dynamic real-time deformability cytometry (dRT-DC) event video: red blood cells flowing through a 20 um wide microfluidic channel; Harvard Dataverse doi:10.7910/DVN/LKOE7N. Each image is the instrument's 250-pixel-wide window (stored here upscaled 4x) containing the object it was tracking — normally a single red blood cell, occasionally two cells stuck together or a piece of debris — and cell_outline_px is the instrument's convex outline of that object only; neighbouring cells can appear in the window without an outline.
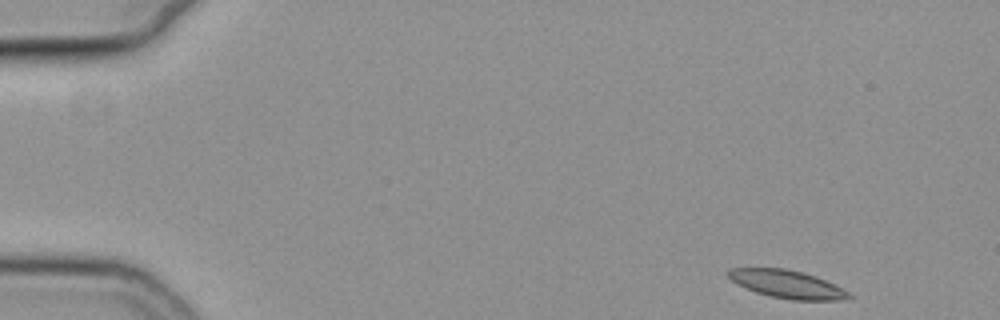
{"species": "common noctule bat (a hibernating species)", "species_latin": "Nyctalus noctula", "temperature_condition": "cold", "stored_images_in_passage": 52, "camera_frame_rate_fps": 3000, "um_per_image_px": 0.085, "animal": {"sex": "female", "body_mass_g": 19.3, "forearm_length_mm": 54.1}, "frame": {"image": 1, "passage_image": 1, "time_ms": 0.0, "image_size_px": [1000, 320], "cell_outline_px": [[852, 296], [844, 300], [792, 300], [772, 296], [756, 292], [736, 284], [724, 272], [728, 268], [784, 268], [804, 272], [816, 276], [836, 284], [844, 288]], "centroid_in_image_um": [66.91, 24.14], "position_along_channel_um": 18.1, "area_um2": 19.83}}
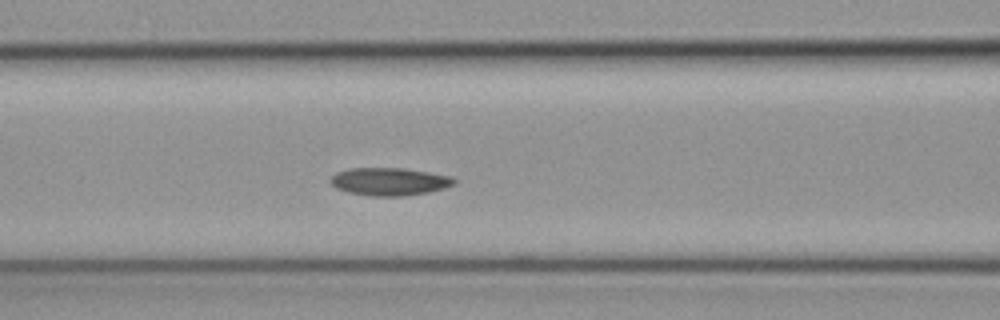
{"frame": {"image": 2, "passage_image": 20, "time_ms": 6.333, "image_size_px": [1000, 320], "cell_outline_px": [[456, 184], [444, 188], [428, 192], [404, 196], [372, 196], [348, 192], [336, 188], [328, 180], [336, 172], [348, 168], [404, 168], [452, 176], [456, 180]], "centroid_in_image_um": [33.1, 15.43], "position_along_channel_um": 133.5, "area_um2": 20.11}}
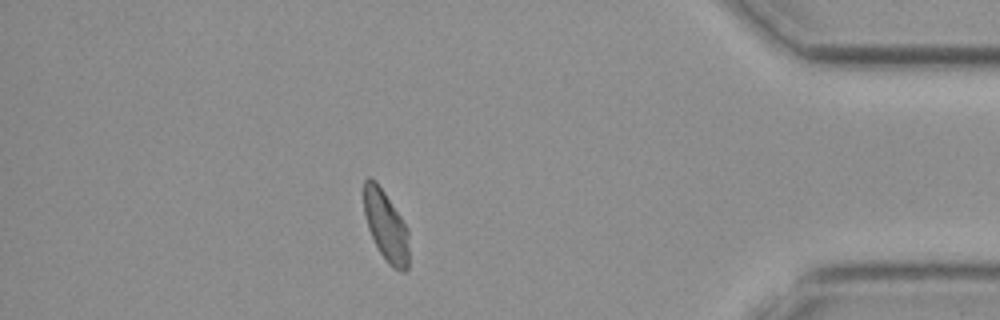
{"frame": {"image": 3, "passage_image": 45, "time_ms": 14.667, "image_size_px": [1000, 320], "cell_outline_px": [[408, 268], [404, 272], [400, 272], [392, 268], [388, 264], [380, 252], [368, 228], [364, 212], [364, 180], [368, 176], [376, 180], [408, 228]], "centroid_in_image_um": [32.81, 19.21], "position_along_channel_um": 402.4, "area_um2": 18.44}, "authors_computed_cell_mechanics": {"area_um2": 19.5942, "velocity_mm_per_s": 3.7175, "shape_relaxation_time_tau1_ms": 8.1459, "shape_relaxation_time_tau2_ms": 7.3644, "deformation_change_tau1": 0.1221, "deformation_change_tau2": 0.099}}